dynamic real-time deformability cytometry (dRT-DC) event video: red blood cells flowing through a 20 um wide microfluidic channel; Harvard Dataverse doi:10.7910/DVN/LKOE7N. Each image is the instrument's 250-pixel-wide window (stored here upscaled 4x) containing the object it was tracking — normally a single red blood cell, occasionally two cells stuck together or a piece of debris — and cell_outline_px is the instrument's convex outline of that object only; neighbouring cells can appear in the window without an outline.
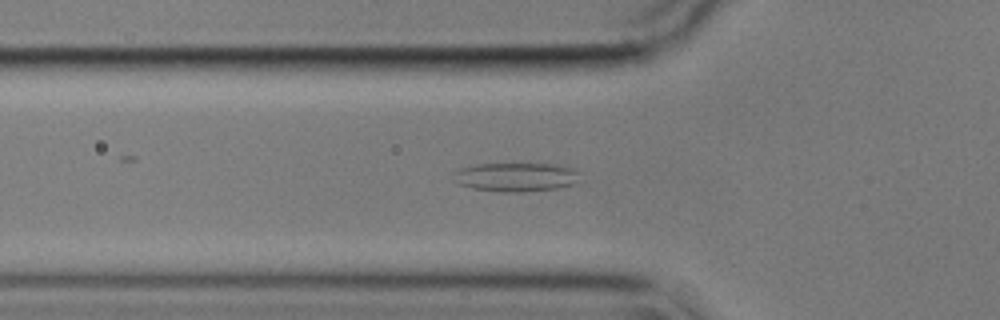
{"species": "common noctule bat (a hibernating species)", "species_latin": "Nyctalus noctula", "temperature_condition": "cold", "stored_images_in_passage": 58, "camera_frame_rate_fps": 3000, "um_per_image_px": 0.085, "animal": {"sex": "male", "body_mass_g": 17.9}, "frame": {"image": 1, "passage_image": 19, "time_ms": 6.0, "image_size_px": [1000, 320], "cell_outline_px": [[584, 172], [580, 180], [576, 184], [560, 188], [520, 192], [504, 192], [472, 188], [456, 184], [452, 172], [460, 168], [476, 164], [552, 164], [572, 168]], "centroid_in_image_um": [43.91, 15.05], "position_along_channel_um": 81.9, "area_um2": 21.73}}
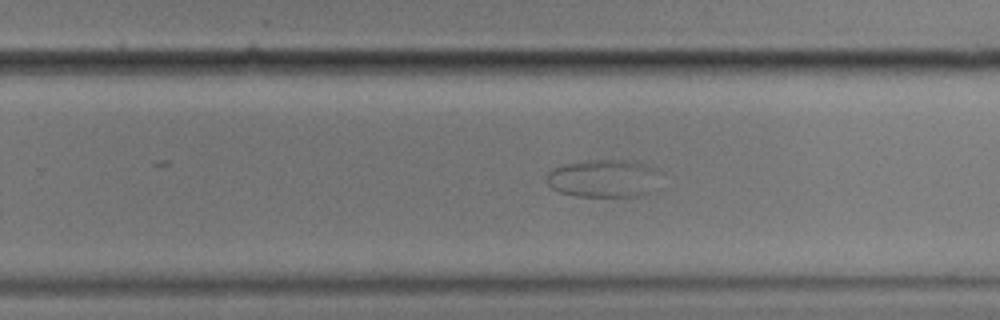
{"frame": {"image": 2, "passage_image": 36, "time_ms": 11.667, "image_size_px": [1000, 320], "cell_outline_px": [[664, 172], [660, 188], [652, 192], [636, 196], [576, 196], [560, 192], [552, 188], [544, 180], [548, 172], [552, 168], [564, 164], [588, 160], [628, 160], [660, 168]], "centroid_in_image_um": [51.43, 15.16], "position_along_channel_um": 278.4, "area_um2": 26.07}}
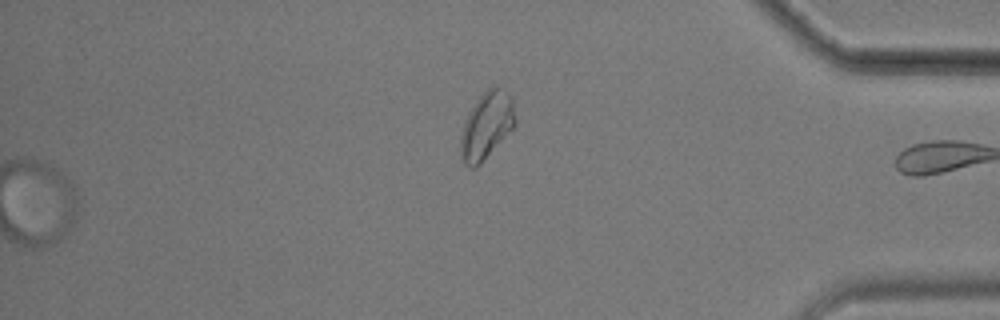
{"frame": {"image": 3, "passage_image": 58, "time_ms": 19.0, "image_size_px": [1000, 320], "cell_outline_px": [[516, 124], [480, 164], [476, 168], [468, 168], [460, 156], [460, 136], [468, 112], [476, 100], [492, 84], [496, 84], [504, 88], [512, 96], [516, 120]], "centroid_in_image_um": [41.36, 10.63], "position_along_channel_um": 393.8, "area_um2": 21.56}}